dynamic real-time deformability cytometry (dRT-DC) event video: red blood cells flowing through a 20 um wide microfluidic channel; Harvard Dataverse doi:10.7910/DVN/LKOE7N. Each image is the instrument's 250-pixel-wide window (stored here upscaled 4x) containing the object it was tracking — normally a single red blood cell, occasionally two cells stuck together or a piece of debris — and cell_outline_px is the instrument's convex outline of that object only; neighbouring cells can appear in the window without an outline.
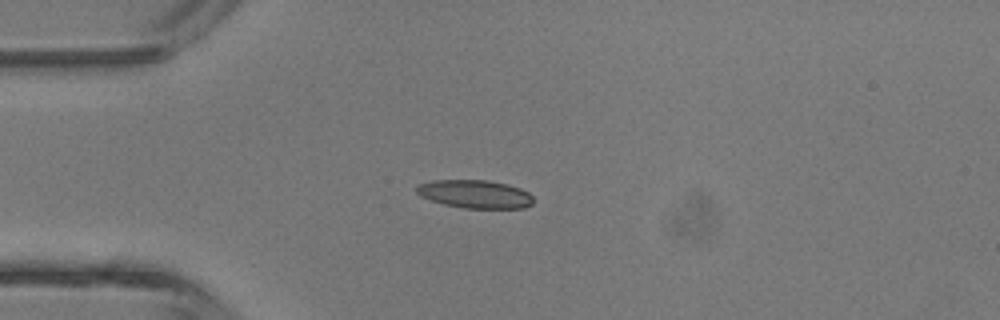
{"species": "common noctule bat (a hibernating species)", "species_latin": "Nyctalus noctula", "temperature_condition": "room temperature", "stored_images_in_passage": 3, "camera_frame_rate_fps": 3000, "um_per_image_px": 0.085, "animal": {"sex": "male", "body_mass_g": 13.3}, "frame": {"image": 1, "passage_image": 2, "time_ms": 1.333, "image_size_px": [1000, 320], "cell_outline_px": [[532, 204], [524, 208], [464, 208], [444, 204], [420, 196], [416, 192], [416, 188], [420, 184], [432, 180], [488, 180], [520, 188], [528, 192], [532, 196]], "centroid_in_image_um": [40.37, 16.5], "position_along_channel_um": 44.6, "area_um2": 19.02}}